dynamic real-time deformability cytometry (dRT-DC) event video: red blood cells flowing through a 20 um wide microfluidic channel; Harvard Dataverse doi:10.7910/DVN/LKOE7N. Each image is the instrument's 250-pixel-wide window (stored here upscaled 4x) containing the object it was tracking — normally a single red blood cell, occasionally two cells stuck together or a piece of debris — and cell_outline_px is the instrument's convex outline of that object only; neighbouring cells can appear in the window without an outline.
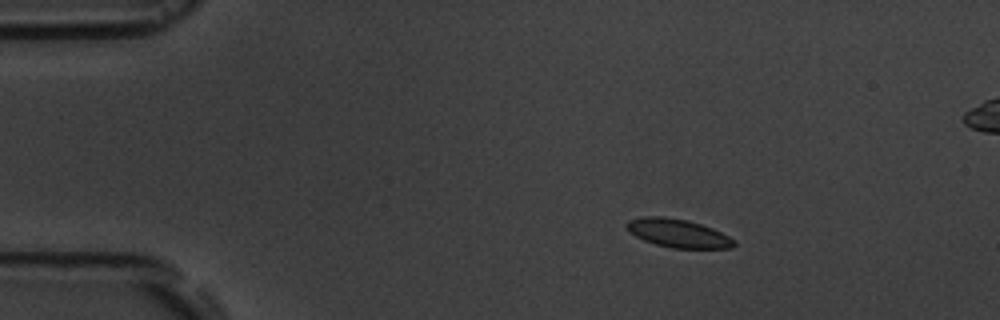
{"species": "common noctule bat (a hibernating species)", "species_latin": "Nyctalus noctula", "temperature_condition": "room temperature", "stored_images_in_passage": 5, "segment_of_instrument_passage": [1, 2], "camera_frame_rate_fps": 3000, "um_per_image_px": 0.085, "animal": {"sex": "male", "body_mass_g": 19.5, "forearm_length_mm": 54.6}, "frame": {"image": 1, "passage_image": 2, "time_ms": 1.0, "image_size_px": [1000, 320], "cell_outline_px": [[736, 244], [732, 248], [672, 248], [656, 244], [644, 240], [636, 236], [624, 224], [628, 220], [644, 216], [664, 216], [688, 220], [712, 228], [736, 240]], "centroid_in_image_um": [57.64, 19.82], "position_along_channel_um": 27.4, "area_um2": 17.69}}